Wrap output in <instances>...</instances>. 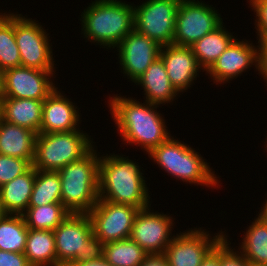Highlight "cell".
Listing matches in <instances>:
<instances>
[{"mask_svg": "<svg viewBox=\"0 0 267 266\" xmlns=\"http://www.w3.org/2000/svg\"><path fill=\"white\" fill-rule=\"evenodd\" d=\"M114 95L109 97L108 105L124 143L138 145L149 154L171 137L163 114L157 112L159 105L146 101L142 103L133 97Z\"/></svg>", "mask_w": 267, "mask_h": 266, "instance_id": "obj_1", "label": "cell"}, {"mask_svg": "<svg viewBox=\"0 0 267 266\" xmlns=\"http://www.w3.org/2000/svg\"><path fill=\"white\" fill-rule=\"evenodd\" d=\"M123 156L115 153L100 156L99 199L139 209L151 206L142 168L136 161Z\"/></svg>", "mask_w": 267, "mask_h": 266, "instance_id": "obj_2", "label": "cell"}, {"mask_svg": "<svg viewBox=\"0 0 267 266\" xmlns=\"http://www.w3.org/2000/svg\"><path fill=\"white\" fill-rule=\"evenodd\" d=\"M81 13V31L87 41L114 49L134 30V3L95 0Z\"/></svg>", "mask_w": 267, "mask_h": 266, "instance_id": "obj_3", "label": "cell"}, {"mask_svg": "<svg viewBox=\"0 0 267 266\" xmlns=\"http://www.w3.org/2000/svg\"><path fill=\"white\" fill-rule=\"evenodd\" d=\"M95 147L58 171L61 203L70 213L88 214L98 202L100 154Z\"/></svg>", "mask_w": 267, "mask_h": 266, "instance_id": "obj_4", "label": "cell"}, {"mask_svg": "<svg viewBox=\"0 0 267 266\" xmlns=\"http://www.w3.org/2000/svg\"><path fill=\"white\" fill-rule=\"evenodd\" d=\"M170 137L154 148L148 157L168 175L194 185L218 188V178L207 160L184 142ZM206 160V161H205ZM217 185V187H216Z\"/></svg>", "mask_w": 267, "mask_h": 266, "instance_id": "obj_5", "label": "cell"}, {"mask_svg": "<svg viewBox=\"0 0 267 266\" xmlns=\"http://www.w3.org/2000/svg\"><path fill=\"white\" fill-rule=\"evenodd\" d=\"M57 266L84 263L103 257L104 244L93 235L88 214H73L53 230Z\"/></svg>", "mask_w": 267, "mask_h": 266, "instance_id": "obj_6", "label": "cell"}, {"mask_svg": "<svg viewBox=\"0 0 267 266\" xmlns=\"http://www.w3.org/2000/svg\"><path fill=\"white\" fill-rule=\"evenodd\" d=\"M83 130L37 134L32 166L36 170L58 172L61 168L81 159L95 145Z\"/></svg>", "mask_w": 267, "mask_h": 266, "instance_id": "obj_7", "label": "cell"}, {"mask_svg": "<svg viewBox=\"0 0 267 266\" xmlns=\"http://www.w3.org/2000/svg\"><path fill=\"white\" fill-rule=\"evenodd\" d=\"M25 17L22 14H15V39L19 48L21 66L42 71H55L56 64H54L49 34L41 23Z\"/></svg>", "mask_w": 267, "mask_h": 266, "instance_id": "obj_8", "label": "cell"}, {"mask_svg": "<svg viewBox=\"0 0 267 266\" xmlns=\"http://www.w3.org/2000/svg\"><path fill=\"white\" fill-rule=\"evenodd\" d=\"M221 14L201 0H181L176 14L173 44L191 46L222 23Z\"/></svg>", "mask_w": 267, "mask_h": 266, "instance_id": "obj_9", "label": "cell"}, {"mask_svg": "<svg viewBox=\"0 0 267 266\" xmlns=\"http://www.w3.org/2000/svg\"><path fill=\"white\" fill-rule=\"evenodd\" d=\"M181 0H146L134 5V29L161 46L173 44L177 9Z\"/></svg>", "mask_w": 267, "mask_h": 266, "instance_id": "obj_10", "label": "cell"}, {"mask_svg": "<svg viewBox=\"0 0 267 266\" xmlns=\"http://www.w3.org/2000/svg\"><path fill=\"white\" fill-rule=\"evenodd\" d=\"M139 208L128 204H117L98 199L88 213L93 235L103 244L128 239L131 236L133 221Z\"/></svg>", "mask_w": 267, "mask_h": 266, "instance_id": "obj_11", "label": "cell"}, {"mask_svg": "<svg viewBox=\"0 0 267 266\" xmlns=\"http://www.w3.org/2000/svg\"><path fill=\"white\" fill-rule=\"evenodd\" d=\"M202 229L189 228L176 234L164 251L169 266H200L207 254L226 235L222 229L215 236Z\"/></svg>", "mask_w": 267, "mask_h": 266, "instance_id": "obj_12", "label": "cell"}, {"mask_svg": "<svg viewBox=\"0 0 267 266\" xmlns=\"http://www.w3.org/2000/svg\"><path fill=\"white\" fill-rule=\"evenodd\" d=\"M56 71L14 67L2 72V95L17 99H46L56 88L52 77Z\"/></svg>", "mask_w": 267, "mask_h": 266, "instance_id": "obj_13", "label": "cell"}, {"mask_svg": "<svg viewBox=\"0 0 267 266\" xmlns=\"http://www.w3.org/2000/svg\"><path fill=\"white\" fill-rule=\"evenodd\" d=\"M174 218L169 214L152 212L151 207L139 209L135 215L130 238L148 254L164 253L174 239Z\"/></svg>", "mask_w": 267, "mask_h": 266, "instance_id": "obj_14", "label": "cell"}, {"mask_svg": "<svg viewBox=\"0 0 267 266\" xmlns=\"http://www.w3.org/2000/svg\"><path fill=\"white\" fill-rule=\"evenodd\" d=\"M116 47L120 70L134 83L160 57L162 46L134 29Z\"/></svg>", "mask_w": 267, "mask_h": 266, "instance_id": "obj_15", "label": "cell"}, {"mask_svg": "<svg viewBox=\"0 0 267 266\" xmlns=\"http://www.w3.org/2000/svg\"><path fill=\"white\" fill-rule=\"evenodd\" d=\"M257 59L258 46L248 40L235 38L206 74L217 85L230 83V80L241 76L251 66L255 65L257 72Z\"/></svg>", "mask_w": 267, "mask_h": 266, "instance_id": "obj_16", "label": "cell"}, {"mask_svg": "<svg viewBox=\"0 0 267 266\" xmlns=\"http://www.w3.org/2000/svg\"><path fill=\"white\" fill-rule=\"evenodd\" d=\"M160 57L172 86L180 95L191 88L201 70L204 72L189 46L164 45L161 47Z\"/></svg>", "mask_w": 267, "mask_h": 266, "instance_id": "obj_17", "label": "cell"}, {"mask_svg": "<svg viewBox=\"0 0 267 266\" xmlns=\"http://www.w3.org/2000/svg\"><path fill=\"white\" fill-rule=\"evenodd\" d=\"M58 87L46 98L42 107L40 133L70 132L79 129L82 122L75 103L63 95ZM81 121V122H80Z\"/></svg>", "mask_w": 267, "mask_h": 266, "instance_id": "obj_18", "label": "cell"}, {"mask_svg": "<svg viewBox=\"0 0 267 266\" xmlns=\"http://www.w3.org/2000/svg\"><path fill=\"white\" fill-rule=\"evenodd\" d=\"M142 86L144 100L155 105H165L177 99L178 92L172 86L161 57L154 60L146 71L134 82Z\"/></svg>", "mask_w": 267, "mask_h": 266, "instance_id": "obj_19", "label": "cell"}, {"mask_svg": "<svg viewBox=\"0 0 267 266\" xmlns=\"http://www.w3.org/2000/svg\"><path fill=\"white\" fill-rule=\"evenodd\" d=\"M43 102L44 100L1 97L0 107L3 120L40 134Z\"/></svg>", "mask_w": 267, "mask_h": 266, "instance_id": "obj_20", "label": "cell"}, {"mask_svg": "<svg viewBox=\"0 0 267 266\" xmlns=\"http://www.w3.org/2000/svg\"><path fill=\"white\" fill-rule=\"evenodd\" d=\"M37 133L23 126L2 121L0 125V154L34 161Z\"/></svg>", "mask_w": 267, "mask_h": 266, "instance_id": "obj_21", "label": "cell"}, {"mask_svg": "<svg viewBox=\"0 0 267 266\" xmlns=\"http://www.w3.org/2000/svg\"><path fill=\"white\" fill-rule=\"evenodd\" d=\"M35 183V168L18 176L0 187V197L4 210L8 214H23L28 204Z\"/></svg>", "mask_w": 267, "mask_h": 266, "instance_id": "obj_22", "label": "cell"}, {"mask_svg": "<svg viewBox=\"0 0 267 266\" xmlns=\"http://www.w3.org/2000/svg\"><path fill=\"white\" fill-rule=\"evenodd\" d=\"M223 24L224 22L213 32L206 34L190 46L197 58L198 64L205 72L212 67L218 57L236 38L231 32L226 30Z\"/></svg>", "mask_w": 267, "mask_h": 266, "instance_id": "obj_23", "label": "cell"}, {"mask_svg": "<svg viewBox=\"0 0 267 266\" xmlns=\"http://www.w3.org/2000/svg\"><path fill=\"white\" fill-rule=\"evenodd\" d=\"M24 254L31 266H57L54 232L28 228Z\"/></svg>", "mask_w": 267, "mask_h": 266, "instance_id": "obj_24", "label": "cell"}, {"mask_svg": "<svg viewBox=\"0 0 267 266\" xmlns=\"http://www.w3.org/2000/svg\"><path fill=\"white\" fill-rule=\"evenodd\" d=\"M246 229L237 250L241 251L250 263L267 265V222L257 216Z\"/></svg>", "mask_w": 267, "mask_h": 266, "instance_id": "obj_25", "label": "cell"}, {"mask_svg": "<svg viewBox=\"0 0 267 266\" xmlns=\"http://www.w3.org/2000/svg\"><path fill=\"white\" fill-rule=\"evenodd\" d=\"M21 58L15 39V14L0 12V70L20 67Z\"/></svg>", "mask_w": 267, "mask_h": 266, "instance_id": "obj_26", "label": "cell"}, {"mask_svg": "<svg viewBox=\"0 0 267 266\" xmlns=\"http://www.w3.org/2000/svg\"><path fill=\"white\" fill-rule=\"evenodd\" d=\"M28 227L22 214H7L0 220V250L24 253Z\"/></svg>", "mask_w": 267, "mask_h": 266, "instance_id": "obj_27", "label": "cell"}, {"mask_svg": "<svg viewBox=\"0 0 267 266\" xmlns=\"http://www.w3.org/2000/svg\"><path fill=\"white\" fill-rule=\"evenodd\" d=\"M148 253L131 238L107 242L103 258L112 266H139Z\"/></svg>", "mask_w": 267, "mask_h": 266, "instance_id": "obj_28", "label": "cell"}, {"mask_svg": "<svg viewBox=\"0 0 267 266\" xmlns=\"http://www.w3.org/2000/svg\"><path fill=\"white\" fill-rule=\"evenodd\" d=\"M69 214L70 212L62 203H52L38 207H28L22 216L29 229L53 231Z\"/></svg>", "mask_w": 267, "mask_h": 266, "instance_id": "obj_29", "label": "cell"}, {"mask_svg": "<svg viewBox=\"0 0 267 266\" xmlns=\"http://www.w3.org/2000/svg\"><path fill=\"white\" fill-rule=\"evenodd\" d=\"M61 203V179L58 172L35 169V183L28 207Z\"/></svg>", "mask_w": 267, "mask_h": 266, "instance_id": "obj_30", "label": "cell"}, {"mask_svg": "<svg viewBox=\"0 0 267 266\" xmlns=\"http://www.w3.org/2000/svg\"><path fill=\"white\" fill-rule=\"evenodd\" d=\"M31 167L32 164L26 159L0 154V187L23 175Z\"/></svg>", "mask_w": 267, "mask_h": 266, "instance_id": "obj_31", "label": "cell"}, {"mask_svg": "<svg viewBox=\"0 0 267 266\" xmlns=\"http://www.w3.org/2000/svg\"><path fill=\"white\" fill-rule=\"evenodd\" d=\"M228 239L225 235L220 240V266H249L250 262L241 251L230 248L231 242Z\"/></svg>", "mask_w": 267, "mask_h": 266, "instance_id": "obj_32", "label": "cell"}, {"mask_svg": "<svg viewBox=\"0 0 267 266\" xmlns=\"http://www.w3.org/2000/svg\"><path fill=\"white\" fill-rule=\"evenodd\" d=\"M252 11L256 15L255 29L257 39H267V0H249ZM257 26V27H256Z\"/></svg>", "mask_w": 267, "mask_h": 266, "instance_id": "obj_33", "label": "cell"}, {"mask_svg": "<svg viewBox=\"0 0 267 266\" xmlns=\"http://www.w3.org/2000/svg\"><path fill=\"white\" fill-rule=\"evenodd\" d=\"M0 266H31L24 253L0 250Z\"/></svg>", "mask_w": 267, "mask_h": 266, "instance_id": "obj_34", "label": "cell"}, {"mask_svg": "<svg viewBox=\"0 0 267 266\" xmlns=\"http://www.w3.org/2000/svg\"><path fill=\"white\" fill-rule=\"evenodd\" d=\"M258 42V59H257V71L267 86V39H257Z\"/></svg>", "mask_w": 267, "mask_h": 266, "instance_id": "obj_35", "label": "cell"}, {"mask_svg": "<svg viewBox=\"0 0 267 266\" xmlns=\"http://www.w3.org/2000/svg\"><path fill=\"white\" fill-rule=\"evenodd\" d=\"M139 266H169L164 253L147 254Z\"/></svg>", "mask_w": 267, "mask_h": 266, "instance_id": "obj_36", "label": "cell"}, {"mask_svg": "<svg viewBox=\"0 0 267 266\" xmlns=\"http://www.w3.org/2000/svg\"><path fill=\"white\" fill-rule=\"evenodd\" d=\"M200 266H220V241L207 254Z\"/></svg>", "mask_w": 267, "mask_h": 266, "instance_id": "obj_37", "label": "cell"}, {"mask_svg": "<svg viewBox=\"0 0 267 266\" xmlns=\"http://www.w3.org/2000/svg\"><path fill=\"white\" fill-rule=\"evenodd\" d=\"M68 266H112L103 257L99 260L88 261L84 263H71Z\"/></svg>", "mask_w": 267, "mask_h": 266, "instance_id": "obj_38", "label": "cell"}, {"mask_svg": "<svg viewBox=\"0 0 267 266\" xmlns=\"http://www.w3.org/2000/svg\"><path fill=\"white\" fill-rule=\"evenodd\" d=\"M257 215L267 222V199H265V202L260 209V213L258 212Z\"/></svg>", "mask_w": 267, "mask_h": 266, "instance_id": "obj_39", "label": "cell"}, {"mask_svg": "<svg viewBox=\"0 0 267 266\" xmlns=\"http://www.w3.org/2000/svg\"><path fill=\"white\" fill-rule=\"evenodd\" d=\"M8 213L4 210L0 197V220L3 219Z\"/></svg>", "mask_w": 267, "mask_h": 266, "instance_id": "obj_40", "label": "cell"}, {"mask_svg": "<svg viewBox=\"0 0 267 266\" xmlns=\"http://www.w3.org/2000/svg\"><path fill=\"white\" fill-rule=\"evenodd\" d=\"M2 95V71L0 70V98Z\"/></svg>", "mask_w": 267, "mask_h": 266, "instance_id": "obj_41", "label": "cell"}, {"mask_svg": "<svg viewBox=\"0 0 267 266\" xmlns=\"http://www.w3.org/2000/svg\"><path fill=\"white\" fill-rule=\"evenodd\" d=\"M249 266H267L266 264H255V263H250Z\"/></svg>", "mask_w": 267, "mask_h": 266, "instance_id": "obj_42", "label": "cell"}, {"mask_svg": "<svg viewBox=\"0 0 267 266\" xmlns=\"http://www.w3.org/2000/svg\"><path fill=\"white\" fill-rule=\"evenodd\" d=\"M2 121H3V115H2V110H1V107H0V125H1Z\"/></svg>", "mask_w": 267, "mask_h": 266, "instance_id": "obj_43", "label": "cell"}, {"mask_svg": "<svg viewBox=\"0 0 267 266\" xmlns=\"http://www.w3.org/2000/svg\"><path fill=\"white\" fill-rule=\"evenodd\" d=\"M265 141L266 142H264V143H265L266 148L264 150H266V152H267V139Z\"/></svg>", "mask_w": 267, "mask_h": 266, "instance_id": "obj_44", "label": "cell"}]
</instances>
